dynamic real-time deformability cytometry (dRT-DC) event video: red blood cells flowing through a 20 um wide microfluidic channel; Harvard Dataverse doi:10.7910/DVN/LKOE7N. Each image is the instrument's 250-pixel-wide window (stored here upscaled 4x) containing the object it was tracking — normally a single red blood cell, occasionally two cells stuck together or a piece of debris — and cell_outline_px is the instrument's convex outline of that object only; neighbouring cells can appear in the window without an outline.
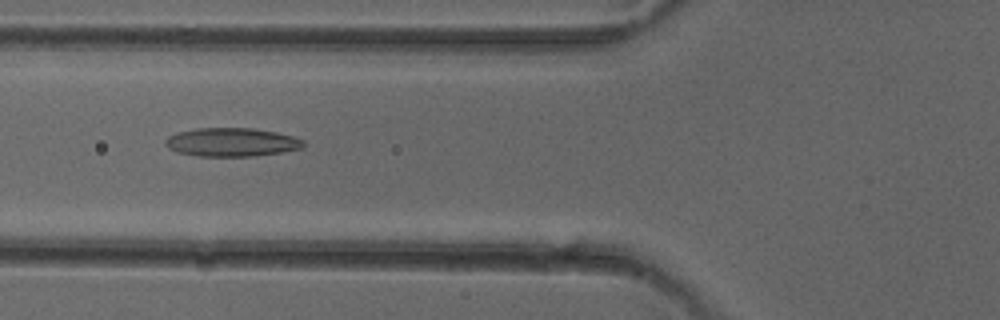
{"species": "common noctule bat (a hibernating species)", "species_latin": "Nyctalus noctula", "temperature_condition": "cold", "stored_images_in_passage": 50, "camera_frame_rate_fps": 3000, "um_per_image_px": 0.085, "animal": {"sex": "female"}, "frame": {"image": 1, "passage_image": 19, "time_ms": 6.0, "image_size_px": [1000, 320], "cell_outline_px": [[304, 148], [256, 156], [200, 156], [176, 152], [168, 148], [164, 144], [164, 140], [168, 136], [176, 132], [196, 128], [252, 128], [276, 132], [292, 136], [304, 140]], "centroid_in_image_um": [19.66, 12.08], "position_along_channel_um": 106.1, "area_um2": 23.12}}
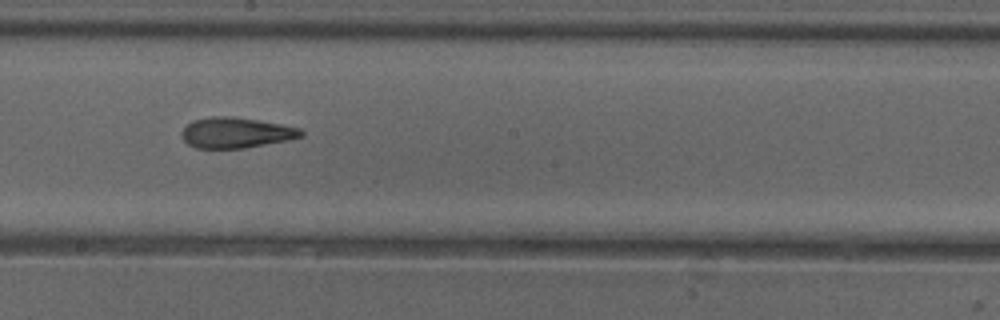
{"frame": {"image": 2, "passage_image": 28, "time_ms": 9.0, "image_size_px": [1000, 320], "cell_outline_px": [[304, 136], [288, 140], [244, 148], [196, 148], [188, 144], [184, 140], [180, 132], [192, 120], [212, 116], [228, 116], [256, 120], [280, 124], [300, 128], [304, 132]], "centroid_in_image_um": [20.05, 11.28], "position_along_channel_um": 228.1, "area_um2": 21.15}}
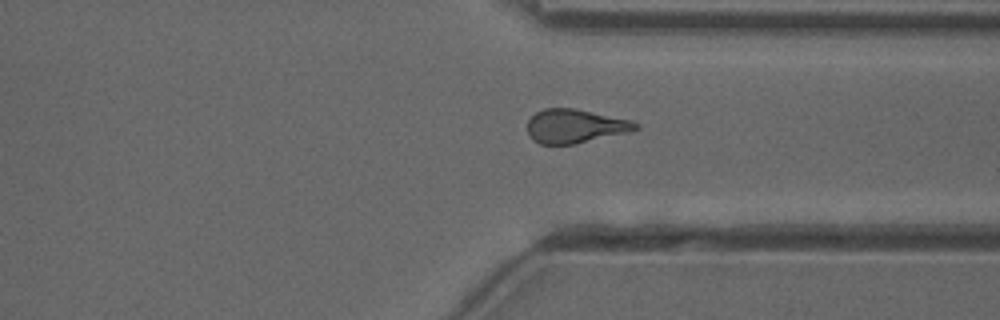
{"frame": {"image": 3, "passage_image": 38, "time_ms": 12.333, "image_size_px": [1000, 320], "cell_outline_px": [[640, 128], [628, 132], [576, 144], [540, 144], [532, 140], [528, 132], [528, 120], [536, 112], [544, 108], [572, 108], [632, 120], [640, 124]], "centroid_in_image_um": [48.89, 10.72], "position_along_channel_um": 362.5, "area_um2": 21.33}, "authors_computed_cell_mechanics": {"area_um2": 21.7906, "velocity_mm_per_s": 4.0478, "shape_relaxation_time_tau1_ms": 6.934, "shape_relaxation_time_tau2_ms": 2.2498, "deformation_change_tau1": 0.1996, "deformation_change_tau2": 0.1165}}